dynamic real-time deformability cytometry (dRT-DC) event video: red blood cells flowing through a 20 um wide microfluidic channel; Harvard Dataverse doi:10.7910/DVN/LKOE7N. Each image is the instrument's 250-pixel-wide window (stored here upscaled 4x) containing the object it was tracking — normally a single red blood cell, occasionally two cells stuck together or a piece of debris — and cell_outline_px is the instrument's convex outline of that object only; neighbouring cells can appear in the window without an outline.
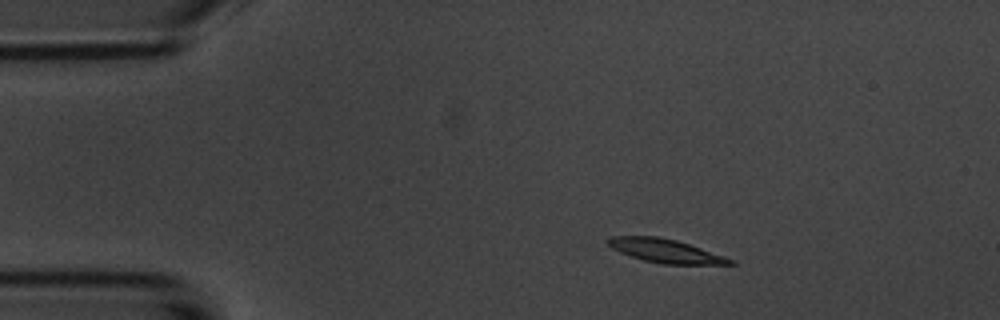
{"species": "common noctule bat (a hibernating species)", "species_latin": "Nyctalus noctula", "temperature_condition": "room temperature", "stored_images_in_passage": 4, "camera_frame_rate_fps": 3000, "um_per_image_px": 0.085, "animal": {"sex": "male", "body_mass_g": 20.1, "forearm_length_mm": 53.5}, "frame": {"image": 1, "passage_image": 1, "time_ms": 0.0, "image_size_px": [1000, 320], "cell_outline_px": [[736, 264], [660, 264], [644, 260], [620, 252], [612, 248], [604, 240], [608, 236], [656, 236], [676, 240], [736, 260]], "centroid_in_image_um": [56.53, 21.32], "position_along_channel_um": 28.5, "area_um2": 16.7}}
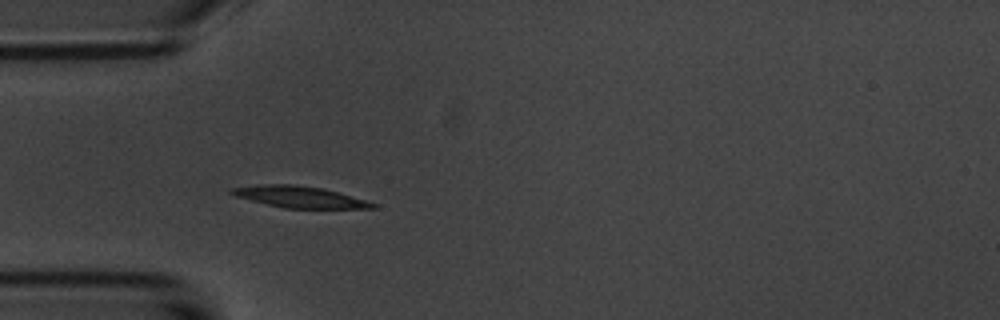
{"frame": {"image": 2, "passage_image": 3, "time_ms": 2.333, "image_size_px": [1000, 320], "cell_outline_px": [[376, 208], [284, 208], [236, 196], [228, 192], [228, 188], [256, 184], [292, 184], [324, 188], [368, 200], [376, 204]], "centroid_in_image_um": [25.45, 16.72], "position_along_channel_um": 59.5, "area_um2": 17.69}}